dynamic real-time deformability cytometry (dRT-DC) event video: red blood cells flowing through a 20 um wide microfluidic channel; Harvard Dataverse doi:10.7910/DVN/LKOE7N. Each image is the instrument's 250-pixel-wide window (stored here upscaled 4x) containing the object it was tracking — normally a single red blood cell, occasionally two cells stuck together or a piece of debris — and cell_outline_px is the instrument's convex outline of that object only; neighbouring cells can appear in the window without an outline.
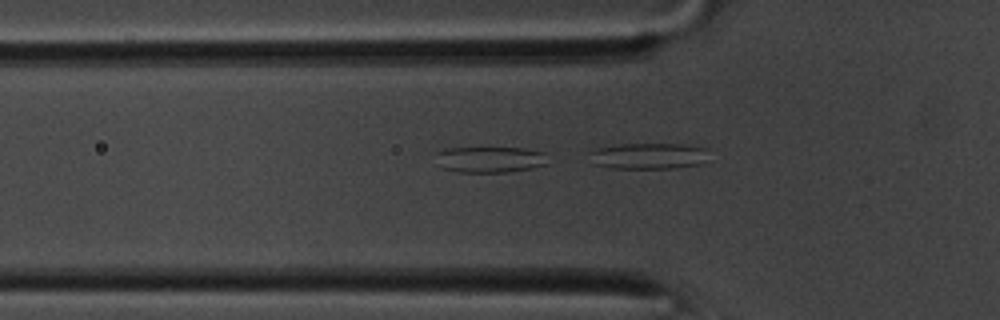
{"species": "common noctule bat (a hibernating species)", "species_latin": "Nyctalus noctula", "temperature_condition": "room temperature", "stored_images_in_passage": 16, "camera_frame_rate_fps": 3000, "um_per_image_px": 0.085, "animal": {"sex": "male", "body_mass_g": 20.1, "forearm_length_mm": 53.5}, "frame": {"image": 1, "passage_image": 14, "time_ms": 4.333, "image_size_px": [1000, 320], "cell_outline_px": [[548, 164], [532, 168], [504, 172], [456, 172], [444, 168], [436, 152], [444, 148], [524, 148], [544, 152]], "centroid_in_image_um": [41.69, 13.55], "position_along_channel_um": 84.1, "area_um2": 16.76}}